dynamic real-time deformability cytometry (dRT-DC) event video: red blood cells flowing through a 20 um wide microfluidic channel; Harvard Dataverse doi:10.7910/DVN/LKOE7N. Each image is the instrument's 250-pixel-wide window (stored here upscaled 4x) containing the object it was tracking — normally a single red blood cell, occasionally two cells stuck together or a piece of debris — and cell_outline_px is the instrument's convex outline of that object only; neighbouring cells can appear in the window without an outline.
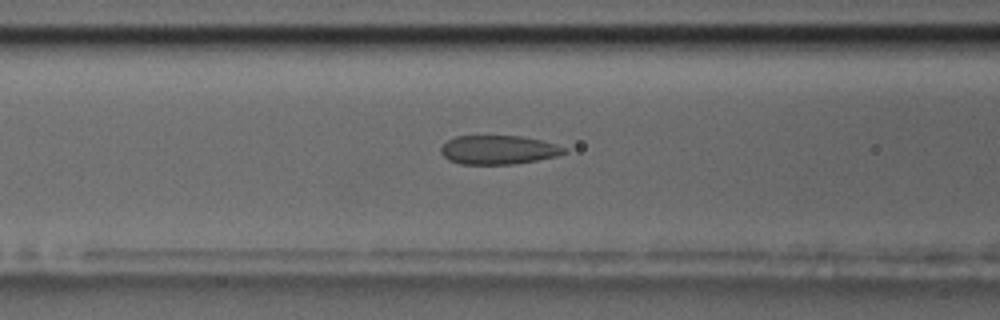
{"species": "common noctule bat (a hibernating species)", "species_latin": "Nyctalus noctula", "temperature_condition": "room temperature", "stored_images_in_passage": 47, "camera_frame_rate_fps": 3000, "um_per_image_px": 0.085, "animal": {"sex": "male", "body_mass_g": 17.5, "forearm_length_mm": 52.3}, "frame": {"image": 1, "passage_image": 12, "time_ms": 3.667, "image_size_px": [1000, 320], "cell_outline_px": [[568, 152], [556, 156], [536, 160], [512, 164], [460, 164], [448, 160], [440, 152], [440, 148], [448, 140], [456, 136], [520, 136], [540, 140], [556, 144], [568, 148]], "centroid_in_image_um": [42.37, 12.74], "position_along_channel_um": 124.2, "area_um2": 20.75}}
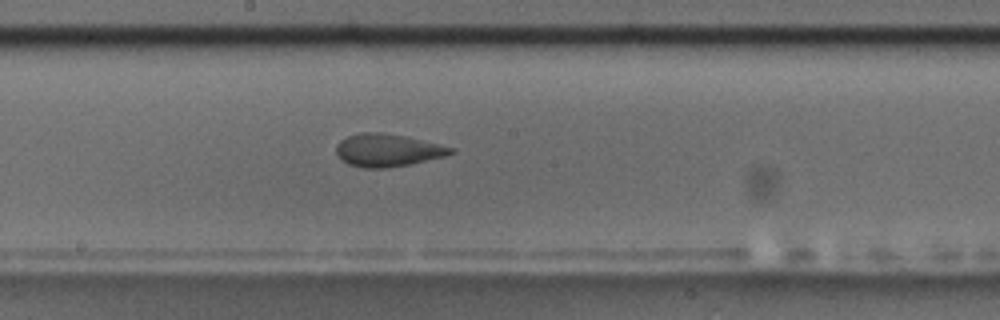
{"frame": {"image": 2, "passage_image": 20, "time_ms": 6.333, "image_size_px": [1000, 320], "cell_outline_px": [[456, 152], [444, 156], [408, 164], [388, 168], [364, 168], [348, 164], [340, 160], [336, 152], [336, 144], [340, 140], [348, 136], [360, 132], [380, 132], [404, 136], [456, 148]], "centroid_in_image_um": [32.91, 12.77], "position_along_channel_um": 215.3, "area_um2": 21.79}}
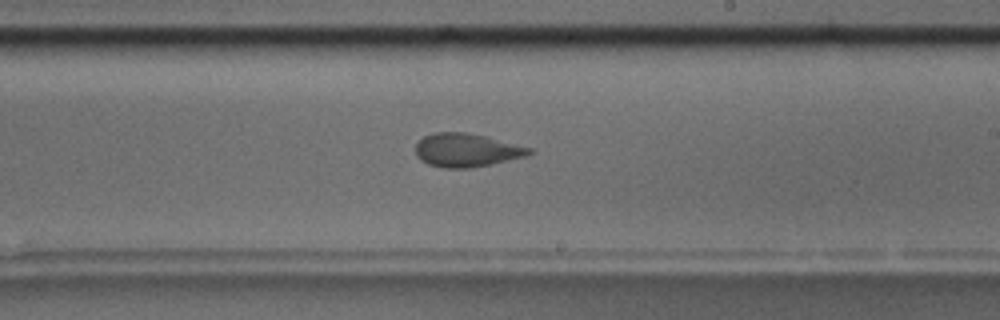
{"frame": {"image": 3, "passage_image": 23, "time_ms": 7.333, "image_size_px": [1000, 320], "cell_outline_px": [[532, 152], [524, 156], [488, 164], [468, 168], [444, 168], [428, 164], [420, 160], [416, 156], [416, 140], [432, 132], [464, 132], [484, 136], [532, 148]], "centroid_in_image_um": [39.56, 12.75], "position_along_channel_um": 249.4, "area_um2": 21.91}}